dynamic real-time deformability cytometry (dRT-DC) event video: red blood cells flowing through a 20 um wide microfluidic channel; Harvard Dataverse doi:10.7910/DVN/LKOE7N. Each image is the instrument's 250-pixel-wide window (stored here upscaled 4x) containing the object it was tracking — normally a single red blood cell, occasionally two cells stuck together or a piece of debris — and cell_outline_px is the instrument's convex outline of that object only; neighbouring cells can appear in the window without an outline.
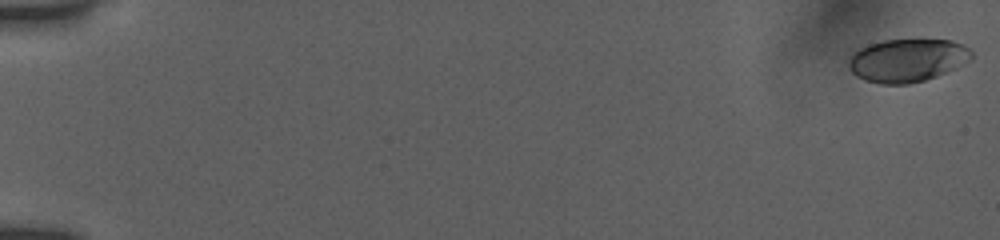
{"species": "human", "species_latin": "Homo sapiens", "temperature_condition": "room temperature", "stored_images_in_passage": 54, "camera_frame_rate_fps": 3000, "um_per_image_px": 0.085, "donor": {"sex": "female"}, "frame": {"image": 1, "passage_image": 1, "time_ms": 0.0, "image_size_px": [1000, 240], "cell_outline_px": [[972, 60], [956, 68], [936, 76], [924, 80], [908, 84], [880, 84], [864, 80], [856, 76], [852, 72], [848, 64], [848, 60], [860, 48], [868, 44], [880, 40], [952, 40], [964, 44], [972, 52]], "centroid_in_image_um": [77.14, 5.13], "position_along_channel_um": 7.9, "area_um2": 30.92}}
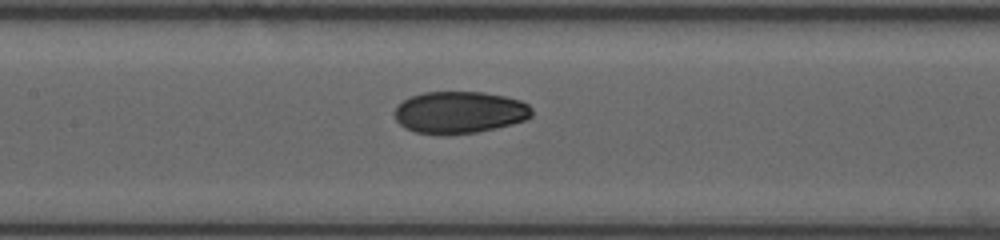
{"frame": {"image": 2, "passage_image": 28, "time_ms": 9.0, "image_size_px": [1000, 240], "cell_outline_px": [[532, 116], [528, 120], [496, 128], [476, 132], [416, 132], [404, 128], [396, 120], [392, 112], [404, 100], [412, 96], [424, 92], [484, 92], [504, 96], [520, 100], [528, 104], [532, 108]], "centroid_in_image_um": [39.1, 9.52], "position_along_channel_um": 168.3, "area_um2": 33.12}}
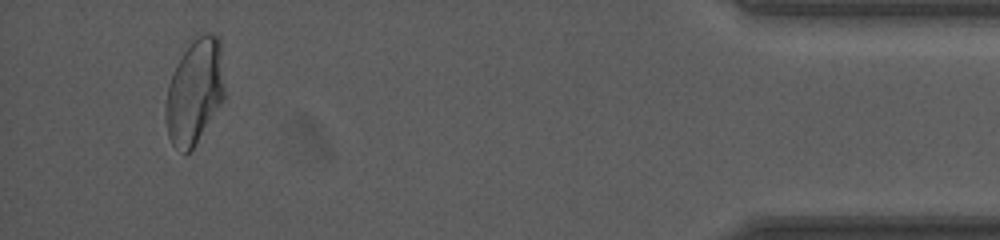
{"frame": {"image": 3, "passage_image": 52, "time_ms": 17.0, "image_size_px": [1000, 240], "cell_outline_px": [[224, 100], [192, 148], [188, 152], [184, 152], [172, 144], [168, 136], [164, 116], [164, 112], [168, 84], [184, 52], [192, 40], [208, 32], [212, 32], [220, 36], [224, 88]], "centroid_in_image_um": [16.55, 7.77], "position_along_channel_um": 418.6, "area_um2": 35.72}, "authors_computed_cell_mechanics": {"area_um2": 33.2639, "velocity_mm_per_s": 3.8938, "shape_relaxation_time_tau1_ms": 3.8569, "shape_relaxation_time_tau2_ms": 1.3666, "deformation_change_tau1": 0.142, "deformation_change_tau2": 0.0451}}